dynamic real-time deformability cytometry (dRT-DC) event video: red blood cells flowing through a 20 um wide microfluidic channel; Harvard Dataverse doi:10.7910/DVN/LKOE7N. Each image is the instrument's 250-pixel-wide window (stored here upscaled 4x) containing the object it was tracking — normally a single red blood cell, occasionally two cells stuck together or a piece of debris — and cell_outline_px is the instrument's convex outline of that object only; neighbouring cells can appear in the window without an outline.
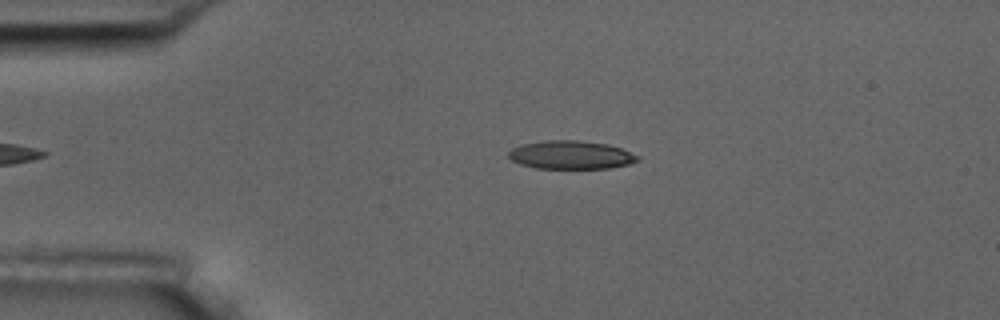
{"species": "common noctule bat (a hibernating species)", "species_latin": "Nyctalus noctula", "temperature_condition": "room temperature", "stored_images_in_passage": 41, "camera_frame_rate_fps": 3000, "um_per_image_px": 0.085, "animal": {"sex": "male", "body_mass_g": 17.5, "forearm_length_mm": 52.3}, "frame": {"image": 1, "passage_image": 3, "time_ms": 0.667, "image_size_px": [1000, 320], "cell_outline_px": [[640, 160], [628, 164], [608, 168], [536, 168], [520, 164], [512, 160], [508, 156], [508, 152], [512, 148], [520, 144], [544, 140], [580, 140], [608, 144], [620, 148], [640, 156]], "centroid_in_image_um": [48.51, 13.16], "position_along_channel_um": 36.5, "area_um2": 21.39}}
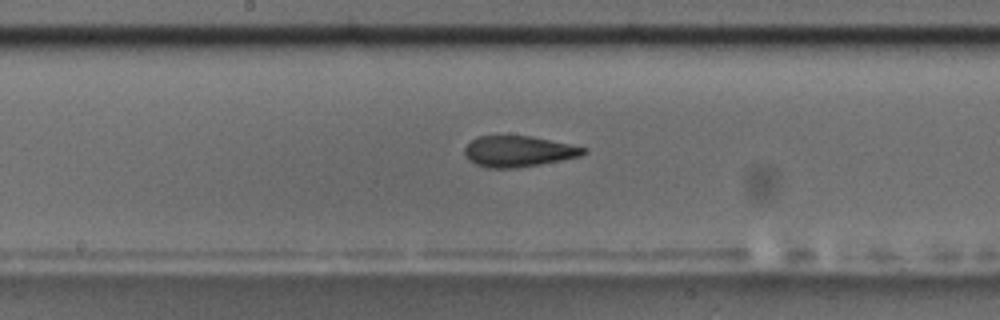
{"frame": {"image": 2, "passage_image": 20, "time_ms": 6.333, "image_size_px": [1000, 320], "cell_outline_px": [[588, 152], [580, 156], [540, 164], [516, 168], [488, 168], [476, 164], [468, 160], [464, 156], [464, 148], [476, 136], [532, 136], [588, 148]], "centroid_in_image_um": [44.05, 12.86], "position_along_channel_um": 204.1, "area_um2": 21.44}}
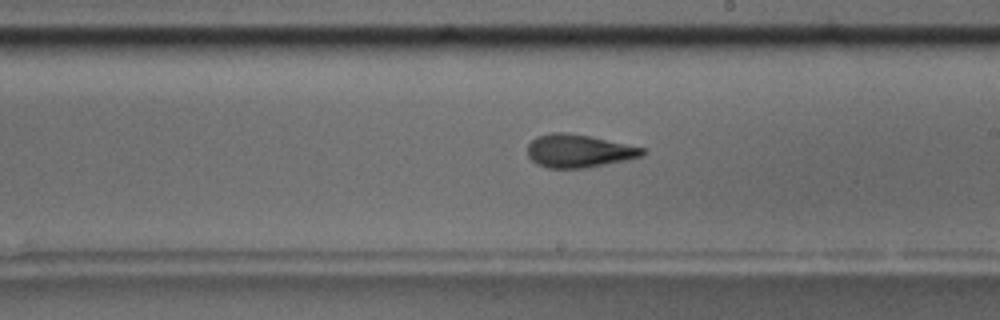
{"frame": {"image": 3, "passage_image": 23, "time_ms": 7.333, "image_size_px": [1000, 320], "cell_outline_px": [[648, 152], [644, 156], [628, 160], [584, 168], [548, 168], [536, 164], [528, 156], [528, 144], [536, 136], [552, 132], [564, 132], [588, 136], [644, 148]], "centroid_in_image_um": [49.2, 12.84], "position_along_channel_um": 239.8, "area_um2": 22.14}, "authors_computed_cell_mechanics": {"area_um2": 21.675, "velocity_mm_per_s": 3.587, "shape_relaxation_time_tau1_ms": 11.3332, "shape_relaxation_time_tau2_ms": 2.1575, "deformation_change_tau1": 0.2678, "deformation_change_tau2": 0.1102}}